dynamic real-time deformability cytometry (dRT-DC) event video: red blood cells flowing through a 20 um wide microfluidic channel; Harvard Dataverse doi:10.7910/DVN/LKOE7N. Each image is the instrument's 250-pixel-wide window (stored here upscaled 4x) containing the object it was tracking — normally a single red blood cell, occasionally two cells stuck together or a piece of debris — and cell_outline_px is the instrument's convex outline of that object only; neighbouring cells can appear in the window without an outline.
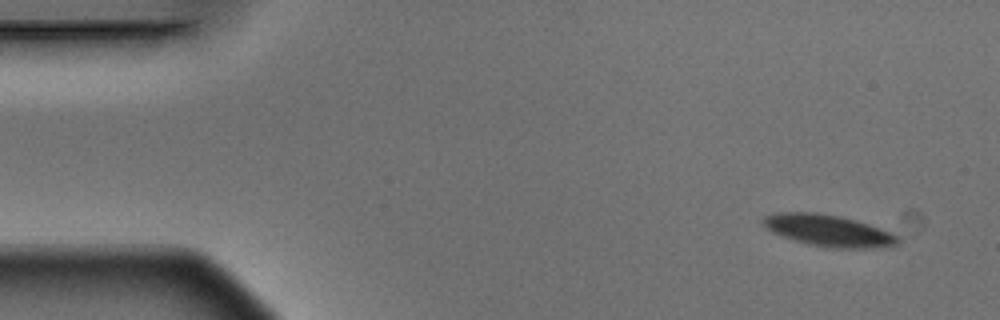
{"species": "Egyptian fruit bat (a non-hibernating species)", "species_latin": "Rousettus aegyptiacus", "temperature_condition": "warm", "stored_images_in_passage": 4, "camera_frame_rate_fps": 3000, "um_per_image_px": 0.085, "animal": {"sex": "male"}, "frame": {"image": 1, "passage_image": 1, "time_ms": 0.0, "image_size_px": [1000, 320], "cell_outline_px": [[900, 244], [896, 248], [836, 248], [808, 244], [772, 232], [764, 224], [764, 216], [780, 212], [816, 212], [840, 216], [856, 220], [892, 232], [900, 236]], "centroid_in_image_um": [70.56, 19.61], "position_along_channel_um": 14.4, "area_um2": 24.97}}
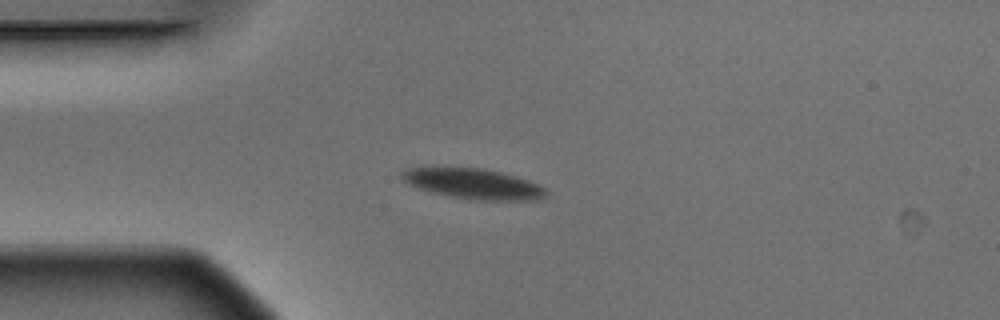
{"frame": {"image": 2, "passage_image": 4, "time_ms": 1.0, "image_size_px": [1000, 320], "cell_outline_px": [[548, 192], [544, 196], [536, 200], [472, 200], [448, 196], [432, 192], [408, 184], [400, 176], [400, 172], [408, 168], [484, 168], [516, 176], [528, 180], [544, 188]], "centroid_in_image_um": [40.23, 15.63], "position_along_channel_um": 44.8, "area_um2": 25.26}}